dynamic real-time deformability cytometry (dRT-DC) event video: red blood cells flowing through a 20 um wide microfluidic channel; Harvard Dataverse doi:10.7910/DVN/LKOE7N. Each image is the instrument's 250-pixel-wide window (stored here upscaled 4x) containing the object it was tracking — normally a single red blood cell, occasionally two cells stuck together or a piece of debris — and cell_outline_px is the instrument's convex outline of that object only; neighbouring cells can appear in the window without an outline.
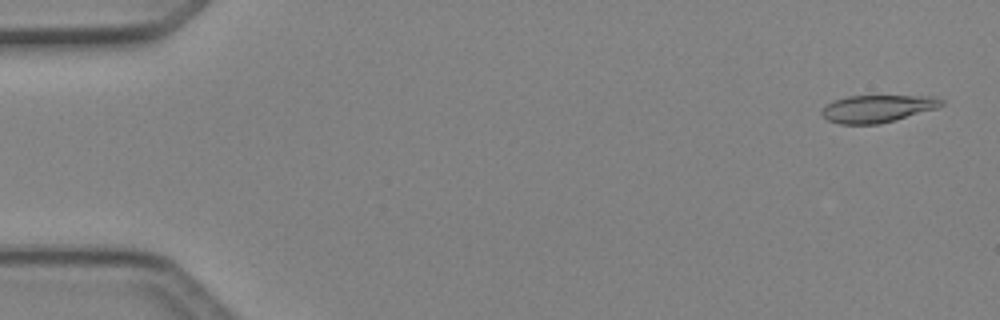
{"species": "Egyptian fruit bat (a non-hibernating species)", "species_latin": "Rousettus aegyptiacus", "temperature_condition": "cold", "stored_images_in_passage": 15, "camera_frame_rate_fps": 3000, "um_per_image_px": 0.085, "animal": {"sex": "female"}, "frame": {"image": 1, "passage_image": 2, "time_ms": 0.333, "image_size_px": [1000, 320], "cell_outline_px": [[944, 104], [936, 108], [896, 120], [880, 124], [840, 124], [828, 120], [820, 112], [824, 104], [848, 96], [936, 96], [944, 100]], "centroid_in_image_um": [74.58, 9.23], "position_along_channel_um": 10.4, "area_um2": 19.13}}
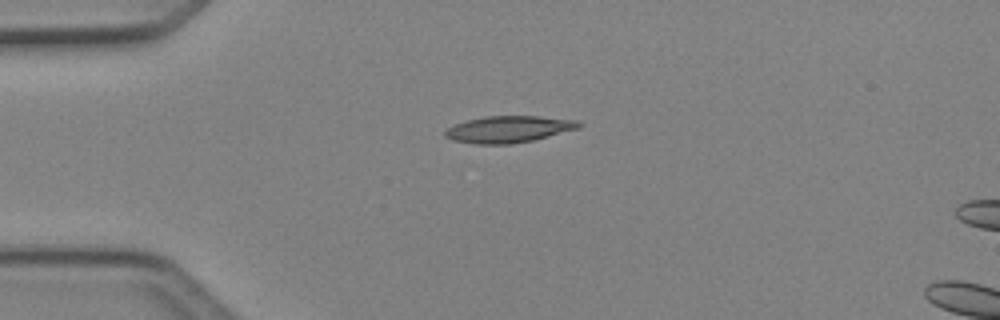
{"frame": {"image": 2, "passage_image": 12, "time_ms": 3.667, "image_size_px": [1000, 320], "cell_outline_px": [[584, 124], [580, 128], [532, 140], [508, 144], [476, 144], [452, 140], [444, 136], [444, 132], [448, 128], [456, 124], [468, 120], [484, 116], [540, 116], [580, 120]], "centroid_in_image_um": [43.28, 10.97], "position_along_channel_um": 41.7, "area_um2": 20.81}}